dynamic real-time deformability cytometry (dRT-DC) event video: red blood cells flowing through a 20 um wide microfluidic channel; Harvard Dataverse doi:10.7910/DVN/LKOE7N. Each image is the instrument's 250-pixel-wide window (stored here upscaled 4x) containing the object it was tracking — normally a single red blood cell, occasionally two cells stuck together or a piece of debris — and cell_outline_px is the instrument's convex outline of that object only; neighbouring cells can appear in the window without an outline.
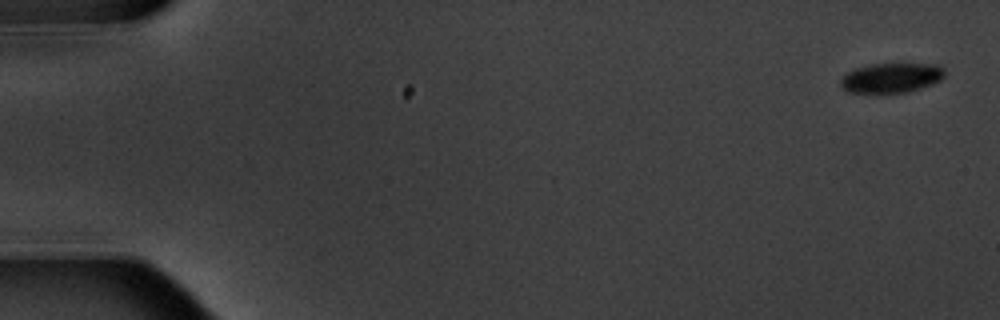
{"species": "common noctule bat (a hibernating species)", "species_latin": "Nyctalus noctula", "temperature_condition": "warm", "stored_images_in_passage": 3, "camera_frame_rate_fps": 3000, "um_per_image_px": 0.085, "animal": {"sex": "male", "body_mass_g": 20.1, "forearm_length_mm": 53.5}, "frame": {"image": 1, "passage_image": 1, "time_ms": 0.0, "image_size_px": [1000, 320], "cell_outline_px": [[944, 76], [940, 80], [932, 84], [908, 92], [880, 96], [848, 92], [840, 84], [840, 80], [848, 72], [856, 68], [872, 64], [940, 64], [944, 68]], "centroid_in_image_um": [75.75, 6.66], "position_along_channel_um": 9.3, "area_um2": 18.67}}